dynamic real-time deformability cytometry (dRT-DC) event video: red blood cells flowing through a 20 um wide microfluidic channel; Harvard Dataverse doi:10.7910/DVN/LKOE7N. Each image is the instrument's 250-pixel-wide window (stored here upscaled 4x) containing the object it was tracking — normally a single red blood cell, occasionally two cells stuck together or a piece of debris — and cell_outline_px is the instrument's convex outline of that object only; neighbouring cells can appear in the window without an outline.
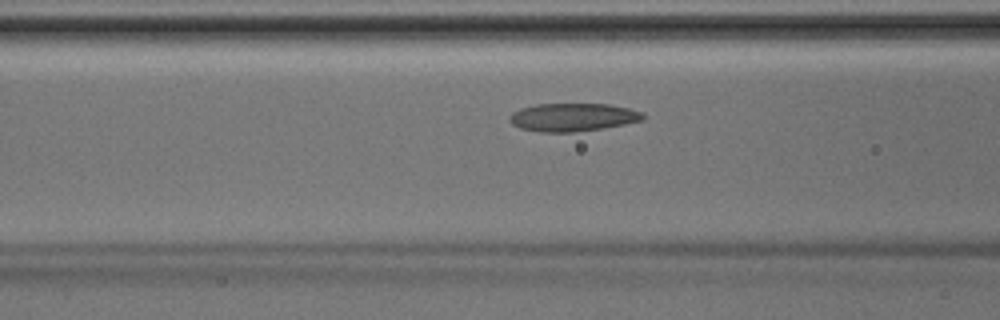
{"species": "Egyptian fruit bat (a non-hibernating species)", "species_latin": "Rousettus aegyptiacus", "temperature_condition": "room temperature", "stored_images_in_passage": 39, "camera_frame_rate_fps": 3000, "um_per_image_px": 0.085, "animal": {"sex": "male"}, "frame": {"image": 1, "passage_image": 12, "time_ms": 3.667, "image_size_px": [1000, 320], "cell_outline_px": [[644, 120], [604, 128], [572, 132], [540, 132], [520, 128], [512, 124], [508, 120], [508, 116], [512, 112], [520, 108], [536, 104], [608, 104], [628, 108], [644, 112]], "centroid_in_image_um": [48.67, 9.96], "position_along_channel_um": 117.9, "area_um2": 21.96}}
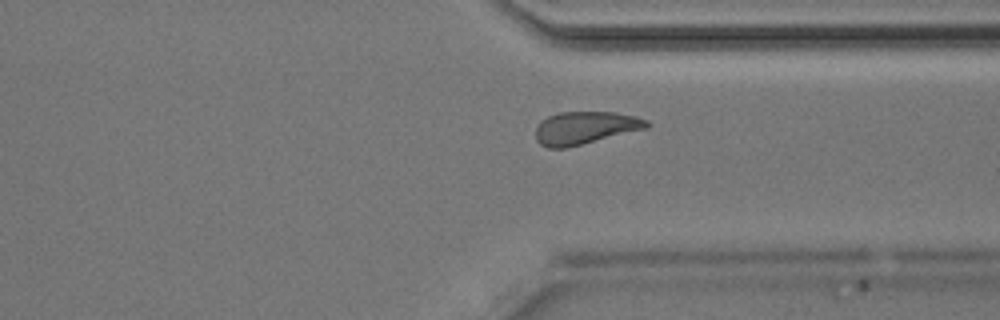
{"frame": {"image": 2, "passage_image": 28, "time_ms": 9.0, "image_size_px": [1000, 320], "cell_outline_px": [[652, 124], [648, 128], [564, 148], [548, 148], [540, 144], [536, 140], [536, 128], [540, 120], [548, 116], [560, 112], [616, 112], [636, 116], [648, 120]], "centroid_in_image_um": [49.75, 10.85], "position_along_channel_um": 361.7, "area_um2": 21.21}}